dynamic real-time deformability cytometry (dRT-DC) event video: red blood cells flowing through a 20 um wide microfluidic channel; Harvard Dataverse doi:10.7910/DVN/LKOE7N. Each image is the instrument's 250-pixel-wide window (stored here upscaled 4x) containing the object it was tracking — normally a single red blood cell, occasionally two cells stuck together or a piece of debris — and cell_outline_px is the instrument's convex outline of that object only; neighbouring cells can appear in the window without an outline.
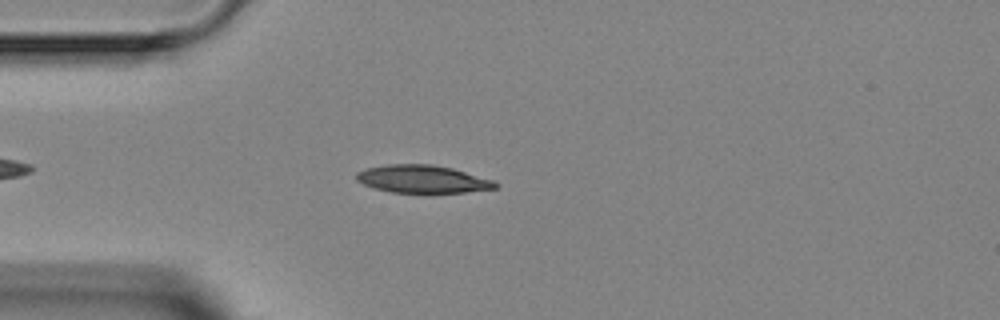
{"species": "Egyptian fruit bat (a non-hibernating species)", "species_latin": "Rousettus aegyptiacus", "temperature_condition": "room temperature", "stored_images_in_passage": 3, "camera_frame_rate_fps": 3000, "um_per_image_px": 0.085, "animal": {"sex": "female"}, "frame": {"image": 1, "passage_image": 3, "time_ms": 2.333, "image_size_px": [1000, 320], "cell_outline_px": [[500, 184], [496, 188], [464, 192], [388, 192], [372, 188], [356, 180], [356, 172], [368, 168], [388, 164], [432, 164], [452, 168], [492, 180]], "centroid_in_image_um": [35.88, 15.22], "position_along_channel_um": 49.1, "area_um2": 22.31}}